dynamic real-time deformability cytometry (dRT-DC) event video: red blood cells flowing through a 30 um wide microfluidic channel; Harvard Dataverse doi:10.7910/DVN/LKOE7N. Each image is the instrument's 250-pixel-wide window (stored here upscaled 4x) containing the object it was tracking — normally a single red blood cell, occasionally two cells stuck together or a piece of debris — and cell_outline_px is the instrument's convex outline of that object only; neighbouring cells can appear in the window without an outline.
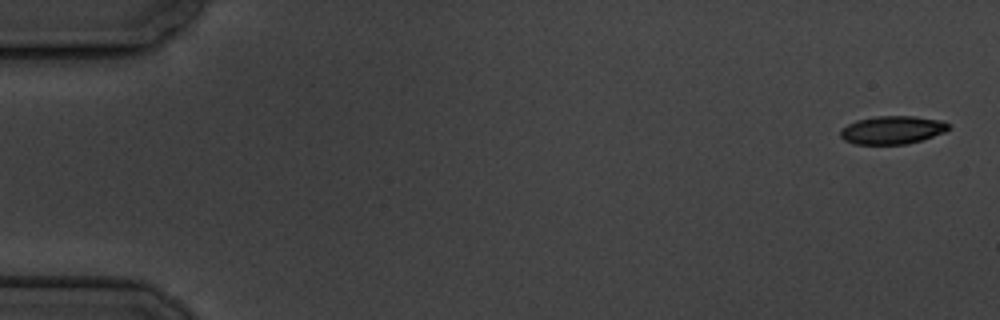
{"species": "common noctule bat (a hibernating species)", "species_latin": "Nyctalus noctula", "temperature_condition": "cold", "stored_images_in_passage": 4, "camera_frame_rate_fps": 3000, "um_per_image_px": 0.085, "animal": {"sex": "male", "body_mass_g": 19.5, "forearm_length_mm": 54.6}, "frame": {"image": 1, "passage_image": 1, "time_ms": 0.0, "image_size_px": [1000, 320], "cell_outline_px": [[952, 128], [944, 132], [908, 144], [852, 144], [844, 140], [840, 136], [840, 128], [856, 120], [876, 116], [912, 116], [944, 120]], "centroid_in_image_um": [75.83, 11.04], "position_along_channel_um": 9.2, "area_um2": 17.86}}